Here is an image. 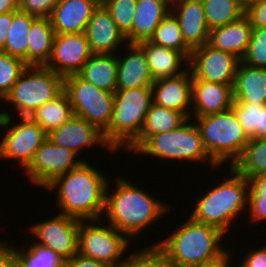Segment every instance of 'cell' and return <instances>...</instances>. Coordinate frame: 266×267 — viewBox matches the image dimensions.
<instances>
[{"instance_id": "21", "label": "cell", "mask_w": 266, "mask_h": 267, "mask_svg": "<svg viewBox=\"0 0 266 267\" xmlns=\"http://www.w3.org/2000/svg\"><path fill=\"white\" fill-rule=\"evenodd\" d=\"M233 100V85L192 80V117L229 110Z\"/></svg>"}, {"instance_id": "9", "label": "cell", "mask_w": 266, "mask_h": 267, "mask_svg": "<svg viewBox=\"0 0 266 267\" xmlns=\"http://www.w3.org/2000/svg\"><path fill=\"white\" fill-rule=\"evenodd\" d=\"M102 220H80L78 253L111 267H125L127 257L123 255L132 241Z\"/></svg>"}, {"instance_id": "30", "label": "cell", "mask_w": 266, "mask_h": 267, "mask_svg": "<svg viewBox=\"0 0 266 267\" xmlns=\"http://www.w3.org/2000/svg\"><path fill=\"white\" fill-rule=\"evenodd\" d=\"M36 17L21 11H13V22L1 52L23 60L28 65L29 31Z\"/></svg>"}, {"instance_id": "37", "label": "cell", "mask_w": 266, "mask_h": 267, "mask_svg": "<svg viewBox=\"0 0 266 267\" xmlns=\"http://www.w3.org/2000/svg\"><path fill=\"white\" fill-rule=\"evenodd\" d=\"M248 212L250 220L256 222L266 220V174L248 179Z\"/></svg>"}, {"instance_id": "15", "label": "cell", "mask_w": 266, "mask_h": 267, "mask_svg": "<svg viewBox=\"0 0 266 267\" xmlns=\"http://www.w3.org/2000/svg\"><path fill=\"white\" fill-rule=\"evenodd\" d=\"M91 56L85 33L55 34L45 67L65 78L78 74Z\"/></svg>"}, {"instance_id": "36", "label": "cell", "mask_w": 266, "mask_h": 267, "mask_svg": "<svg viewBox=\"0 0 266 267\" xmlns=\"http://www.w3.org/2000/svg\"><path fill=\"white\" fill-rule=\"evenodd\" d=\"M139 248L127 256L125 267H178L158 244Z\"/></svg>"}, {"instance_id": "48", "label": "cell", "mask_w": 266, "mask_h": 267, "mask_svg": "<svg viewBox=\"0 0 266 267\" xmlns=\"http://www.w3.org/2000/svg\"><path fill=\"white\" fill-rule=\"evenodd\" d=\"M12 22H13V11L0 14V51L4 48Z\"/></svg>"}, {"instance_id": "41", "label": "cell", "mask_w": 266, "mask_h": 267, "mask_svg": "<svg viewBox=\"0 0 266 267\" xmlns=\"http://www.w3.org/2000/svg\"><path fill=\"white\" fill-rule=\"evenodd\" d=\"M241 61L248 66L266 68V28L253 27L248 49Z\"/></svg>"}, {"instance_id": "31", "label": "cell", "mask_w": 266, "mask_h": 267, "mask_svg": "<svg viewBox=\"0 0 266 267\" xmlns=\"http://www.w3.org/2000/svg\"><path fill=\"white\" fill-rule=\"evenodd\" d=\"M73 115L72 105L63 92L56 99L37 108L29 117L48 134L64 124Z\"/></svg>"}, {"instance_id": "14", "label": "cell", "mask_w": 266, "mask_h": 267, "mask_svg": "<svg viewBox=\"0 0 266 267\" xmlns=\"http://www.w3.org/2000/svg\"><path fill=\"white\" fill-rule=\"evenodd\" d=\"M79 225V219L57 213L51 219L33 223L29 232L36 237L35 243L47 246L66 260L78 253Z\"/></svg>"}, {"instance_id": "35", "label": "cell", "mask_w": 266, "mask_h": 267, "mask_svg": "<svg viewBox=\"0 0 266 267\" xmlns=\"http://www.w3.org/2000/svg\"><path fill=\"white\" fill-rule=\"evenodd\" d=\"M23 249L14 247L18 267H64V259L59 254L34 240Z\"/></svg>"}, {"instance_id": "16", "label": "cell", "mask_w": 266, "mask_h": 267, "mask_svg": "<svg viewBox=\"0 0 266 267\" xmlns=\"http://www.w3.org/2000/svg\"><path fill=\"white\" fill-rule=\"evenodd\" d=\"M47 137L54 143L72 150L78 156L88 147L101 146L114 151L105 141L103 132L84 118L73 115L60 127L52 130ZM98 144V145H97Z\"/></svg>"}, {"instance_id": "49", "label": "cell", "mask_w": 266, "mask_h": 267, "mask_svg": "<svg viewBox=\"0 0 266 267\" xmlns=\"http://www.w3.org/2000/svg\"><path fill=\"white\" fill-rule=\"evenodd\" d=\"M266 137V105L261 112L260 127L250 139H261Z\"/></svg>"}, {"instance_id": "6", "label": "cell", "mask_w": 266, "mask_h": 267, "mask_svg": "<svg viewBox=\"0 0 266 267\" xmlns=\"http://www.w3.org/2000/svg\"><path fill=\"white\" fill-rule=\"evenodd\" d=\"M191 119L195 120L194 123L211 159L218 166L224 163H229V167L233 166L241 157L250 139L243 131L232 108Z\"/></svg>"}, {"instance_id": "24", "label": "cell", "mask_w": 266, "mask_h": 267, "mask_svg": "<svg viewBox=\"0 0 266 267\" xmlns=\"http://www.w3.org/2000/svg\"><path fill=\"white\" fill-rule=\"evenodd\" d=\"M137 45L145 53L154 80L180 76L189 70V59L181 52L153 44L148 40ZM182 64L187 65V69L182 68Z\"/></svg>"}, {"instance_id": "23", "label": "cell", "mask_w": 266, "mask_h": 267, "mask_svg": "<svg viewBox=\"0 0 266 267\" xmlns=\"http://www.w3.org/2000/svg\"><path fill=\"white\" fill-rule=\"evenodd\" d=\"M172 0H136L132 28L125 35L127 43L147 41L156 27L171 11Z\"/></svg>"}, {"instance_id": "51", "label": "cell", "mask_w": 266, "mask_h": 267, "mask_svg": "<svg viewBox=\"0 0 266 267\" xmlns=\"http://www.w3.org/2000/svg\"><path fill=\"white\" fill-rule=\"evenodd\" d=\"M241 5L246 9L248 8L251 4L258 2L260 0H239Z\"/></svg>"}, {"instance_id": "33", "label": "cell", "mask_w": 266, "mask_h": 267, "mask_svg": "<svg viewBox=\"0 0 266 267\" xmlns=\"http://www.w3.org/2000/svg\"><path fill=\"white\" fill-rule=\"evenodd\" d=\"M209 29L235 22L245 15L239 0H202Z\"/></svg>"}, {"instance_id": "18", "label": "cell", "mask_w": 266, "mask_h": 267, "mask_svg": "<svg viewBox=\"0 0 266 267\" xmlns=\"http://www.w3.org/2000/svg\"><path fill=\"white\" fill-rule=\"evenodd\" d=\"M151 89L154 104L179 111L191 119L192 74L190 70L180 76L154 80Z\"/></svg>"}, {"instance_id": "5", "label": "cell", "mask_w": 266, "mask_h": 267, "mask_svg": "<svg viewBox=\"0 0 266 267\" xmlns=\"http://www.w3.org/2000/svg\"><path fill=\"white\" fill-rule=\"evenodd\" d=\"M152 103L151 87L115 91L112 118L103 133L114 152L125 150L140 135Z\"/></svg>"}, {"instance_id": "25", "label": "cell", "mask_w": 266, "mask_h": 267, "mask_svg": "<svg viewBox=\"0 0 266 267\" xmlns=\"http://www.w3.org/2000/svg\"><path fill=\"white\" fill-rule=\"evenodd\" d=\"M253 26L246 15L239 20L210 30L207 44L242 59L248 49Z\"/></svg>"}, {"instance_id": "39", "label": "cell", "mask_w": 266, "mask_h": 267, "mask_svg": "<svg viewBox=\"0 0 266 267\" xmlns=\"http://www.w3.org/2000/svg\"><path fill=\"white\" fill-rule=\"evenodd\" d=\"M102 4L109 11L118 29L126 35L132 28L136 0H104Z\"/></svg>"}, {"instance_id": "13", "label": "cell", "mask_w": 266, "mask_h": 267, "mask_svg": "<svg viewBox=\"0 0 266 267\" xmlns=\"http://www.w3.org/2000/svg\"><path fill=\"white\" fill-rule=\"evenodd\" d=\"M241 59L234 54L217 50L207 43L191 51L189 70L192 80L234 85Z\"/></svg>"}, {"instance_id": "8", "label": "cell", "mask_w": 266, "mask_h": 267, "mask_svg": "<svg viewBox=\"0 0 266 267\" xmlns=\"http://www.w3.org/2000/svg\"><path fill=\"white\" fill-rule=\"evenodd\" d=\"M64 92V78L45 66H27L2 101L17 115L29 117L37 108Z\"/></svg>"}, {"instance_id": "45", "label": "cell", "mask_w": 266, "mask_h": 267, "mask_svg": "<svg viewBox=\"0 0 266 267\" xmlns=\"http://www.w3.org/2000/svg\"><path fill=\"white\" fill-rule=\"evenodd\" d=\"M64 267H111L108 264L99 262L98 260L84 256L80 253L64 260Z\"/></svg>"}, {"instance_id": "28", "label": "cell", "mask_w": 266, "mask_h": 267, "mask_svg": "<svg viewBox=\"0 0 266 267\" xmlns=\"http://www.w3.org/2000/svg\"><path fill=\"white\" fill-rule=\"evenodd\" d=\"M118 74L117 54H92L78 75L95 87L115 93Z\"/></svg>"}, {"instance_id": "27", "label": "cell", "mask_w": 266, "mask_h": 267, "mask_svg": "<svg viewBox=\"0 0 266 267\" xmlns=\"http://www.w3.org/2000/svg\"><path fill=\"white\" fill-rule=\"evenodd\" d=\"M188 118L181 112L152 103L140 135L126 148L128 153L135 152L150 136L180 127Z\"/></svg>"}, {"instance_id": "46", "label": "cell", "mask_w": 266, "mask_h": 267, "mask_svg": "<svg viewBox=\"0 0 266 267\" xmlns=\"http://www.w3.org/2000/svg\"><path fill=\"white\" fill-rule=\"evenodd\" d=\"M0 241V267H18L14 246Z\"/></svg>"}, {"instance_id": "40", "label": "cell", "mask_w": 266, "mask_h": 267, "mask_svg": "<svg viewBox=\"0 0 266 267\" xmlns=\"http://www.w3.org/2000/svg\"><path fill=\"white\" fill-rule=\"evenodd\" d=\"M265 105L266 104L239 103L233 100L232 110L236 114L243 131L249 139L260 127L261 112Z\"/></svg>"}, {"instance_id": "10", "label": "cell", "mask_w": 266, "mask_h": 267, "mask_svg": "<svg viewBox=\"0 0 266 267\" xmlns=\"http://www.w3.org/2000/svg\"><path fill=\"white\" fill-rule=\"evenodd\" d=\"M3 110H0V128L6 130L2 132L4 136L0 141V158L17 160L25 170L47 138V133L30 117L20 116L19 122L14 123V115Z\"/></svg>"}, {"instance_id": "20", "label": "cell", "mask_w": 266, "mask_h": 267, "mask_svg": "<svg viewBox=\"0 0 266 267\" xmlns=\"http://www.w3.org/2000/svg\"><path fill=\"white\" fill-rule=\"evenodd\" d=\"M99 5L98 0H60L50 16L55 34L84 33Z\"/></svg>"}, {"instance_id": "11", "label": "cell", "mask_w": 266, "mask_h": 267, "mask_svg": "<svg viewBox=\"0 0 266 267\" xmlns=\"http://www.w3.org/2000/svg\"><path fill=\"white\" fill-rule=\"evenodd\" d=\"M64 93L73 113L105 132L110 124L114 107V93L99 89L78 74L64 78Z\"/></svg>"}, {"instance_id": "47", "label": "cell", "mask_w": 266, "mask_h": 267, "mask_svg": "<svg viewBox=\"0 0 266 267\" xmlns=\"http://www.w3.org/2000/svg\"><path fill=\"white\" fill-rule=\"evenodd\" d=\"M233 250H231L229 248L226 249L221 255H219L218 257L209 260V261H205L203 263H201L200 265H197L195 267H232L231 264H233L232 261V252Z\"/></svg>"}, {"instance_id": "4", "label": "cell", "mask_w": 266, "mask_h": 267, "mask_svg": "<svg viewBox=\"0 0 266 267\" xmlns=\"http://www.w3.org/2000/svg\"><path fill=\"white\" fill-rule=\"evenodd\" d=\"M175 231L162 239L158 246L178 267H195L221 255L226 249L222 243L225 233L219 228L198 223L190 217Z\"/></svg>"}, {"instance_id": "34", "label": "cell", "mask_w": 266, "mask_h": 267, "mask_svg": "<svg viewBox=\"0 0 266 267\" xmlns=\"http://www.w3.org/2000/svg\"><path fill=\"white\" fill-rule=\"evenodd\" d=\"M148 41L181 52L190 58L192 50L185 44L179 22L171 11L159 23Z\"/></svg>"}, {"instance_id": "43", "label": "cell", "mask_w": 266, "mask_h": 267, "mask_svg": "<svg viewBox=\"0 0 266 267\" xmlns=\"http://www.w3.org/2000/svg\"><path fill=\"white\" fill-rule=\"evenodd\" d=\"M245 15L253 27L266 28V0H260L245 9Z\"/></svg>"}, {"instance_id": "17", "label": "cell", "mask_w": 266, "mask_h": 267, "mask_svg": "<svg viewBox=\"0 0 266 267\" xmlns=\"http://www.w3.org/2000/svg\"><path fill=\"white\" fill-rule=\"evenodd\" d=\"M84 33L92 54H116L120 45L128 44L102 3L93 12Z\"/></svg>"}, {"instance_id": "2", "label": "cell", "mask_w": 266, "mask_h": 267, "mask_svg": "<svg viewBox=\"0 0 266 267\" xmlns=\"http://www.w3.org/2000/svg\"><path fill=\"white\" fill-rule=\"evenodd\" d=\"M102 173L91 166V163L83 161L77 168L57 177L45 188L57 191L56 207L60 209V214L79 220H104L102 214L110 181Z\"/></svg>"}, {"instance_id": "22", "label": "cell", "mask_w": 266, "mask_h": 267, "mask_svg": "<svg viewBox=\"0 0 266 267\" xmlns=\"http://www.w3.org/2000/svg\"><path fill=\"white\" fill-rule=\"evenodd\" d=\"M129 52L122 57L117 55L118 74L116 90H127L151 87L154 79L151 76L144 51L137 44L125 45Z\"/></svg>"}, {"instance_id": "38", "label": "cell", "mask_w": 266, "mask_h": 267, "mask_svg": "<svg viewBox=\"0 0 266 267\" xmlns=\"http://www.w3.org/2000/svg\"><path fill=\"white\" fill-rule=\"evenodd\" d=\"M27 64L7 53L0 51V100L10 92L13 85L19 79L21 73L27 68Z\"/></svg>"}, {"instance_id": "29", "label": "cell", "mask_w": 266, "mask_h": 267, "mask_svg": "<svg viewBox=\"0 0 266 267\" xmlns=\"http://www.w3.org/2000/svg\"><path fill=\"white\" fill-rule=\"evenodd\" d=\"M55 36L50 18H36L29 31L28 66H45L52 54Z\"/></svg>"}, {"instance_id": "7", "label": "cell", "mask_w": 266, "mask_h": 267, "mask_svg": "<svg viewBox=\"0 0 266 267\" xmlns=\"http://www.w3.org/2000/svg\"><path fill=\"white\" fill-rule=\"evenodd\" d=\"M188 119L177 129L150 136L136 151L135 154L158 157L164 161L178 159L184 162H208L213 169L219 166L207 153L200 132L196 124ZM183 161V162H182Z\"/></svg>"}, {"instance_id": "12", "label": "cell", "mask_w": 266, "mask_h": 267, "mask_svg": "<svg viewBox=\"0 0 266 267\" xmlns=\"http://www.w3.org/2000/svg\"><path fill=\"white\" fill-rule=\"evenodd\" d=\"M83 161L86 160L78 158L72 150L54 143L47 137L36 150L24 174L33 185L45 188L57 177L77 168Z\"/></svg>"}, {"instance_id": "50", "label": "cell", "mask_w": 266, "mask_h": 267, "mask_svg": "<svg viewBox=\"0 0 266 267\" xmlns=\"http://www.w3.org/2000/svg\"><path fill=\"white\" fill-rule=\"evenodd\" d=\"M19 0H0V14L18 11Z\"/></svg>"}, {"instance_id": "44", "label": "cell", "mask_w": 266, "mask_h": 267, "mask_svg": "<svg viewBox=\"0 0 266 267\" xmlns=\"http://www.w3.org/2000/svg\"><path fill=\"white\" fill-rule=\"evenodd\" d=\"M254 250V251H253ZM251 249L247 252L244 259H242L238 264L239 267H266V245L258 249Z\"/></svg>"}, {"instance_id": "42", "label": "cell", "mask_w": 266, "mask_h": 267, "mask_svg": "<svg viewBox=\"0 0 266 267\" xmlns=\"http://www.w3.org/2000/svg\"><path fill=\"white\" fill-rule=\"evenodd\" d=\"M60 0H19L18 10L36 18H50Z\"/></svg>"}, {"instance_id": "3", "label": "cell", "mask_w": 266, "mask_h": 267, "mask_svg": "<svg viewBox=\"0 0 266 267\" xmlns=\"http://www.w3.org/2000/svg\"><path fill=\"white\" fill-rule=\"evenodd\" d=\"M229 175L222 178L217 186L209 189L197 200L190 218L198 223L212 225L227 234L239 213L247 211L249 184L248 179L240 175L232 166Z\"/></svg>"}, {"instance_id": "1", "label": "cell", "mask_w": 266, "mask_h": 267, "mask_svg": "<svg viewBox=\"0 0 266 267\" xmlns=\"http://www.w3.org/2000/svg\"><path fill=\"white\" fill-rule=\"evenodd\" d=\"M116 178L115 191H109L111 184L108 182L103 216L108 220L106 224H110L128 239L137 238L140 233L144 234L146 227L164 217L170 211V205L153 198L147 190L139 188L128 178Z\"/></svg>"}, {"instance_id": "19", "label": "cell", "mask_w": 266, "mask_h": 267, "mask_svg": "<svg viewBox=\"0 0 266 267\" xmlns=\"http://www.w3.org/2000/svg\"><path fill=\"white\" fill-rule=\"evenodd\" d=\"M171 12L177 18L183 40L191 50L208 42L210 29L202 0H172Z\"/></svg>"}, {"instance_id": "32", "label": "cell", "mask_w": 266, "mask_h": 267, "mask_svg": "<svg viewBox=\"0 0 266 267\" xmlns=\"http://www.w3.org/2000/svg\"><path fill=\"white\" fill-rule=\"evenodd\" d=\"M232 167L246 179L266 174V137L250 139Z\"/></svg>"}, {"instance_id": "26", "label": "cell", "mask_w": 266, "mask_h": 267, "mask_svg": "<svg viewBox=\"0 0 266 267\" xmlns=\"http://www.w3.org/2000/svg\"><path fill=\"white\" fill-rule=\"evenodd\" d=\"M233 99L239 103L266 104V68L248 66L241 61L233 85Z\"/></svg>"}]
</instances>
